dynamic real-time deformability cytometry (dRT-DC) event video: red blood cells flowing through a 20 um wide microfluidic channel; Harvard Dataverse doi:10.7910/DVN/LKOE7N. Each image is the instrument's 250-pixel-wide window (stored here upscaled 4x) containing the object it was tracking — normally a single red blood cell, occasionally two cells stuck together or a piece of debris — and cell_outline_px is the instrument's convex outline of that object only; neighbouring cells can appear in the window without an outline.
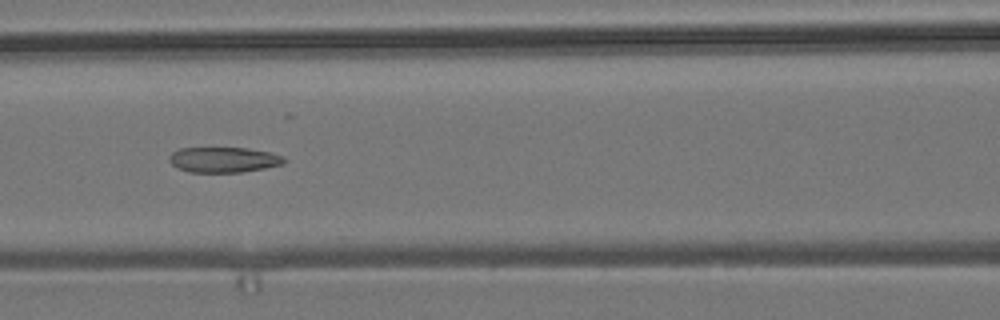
{"species": "common noctule bat (a hibernating species)", "species_latin": "Nyctalus noctula", "temperature_condition": "room temperature", "stored_images_in_passage": 8, "camera_frame_rate_fps": 3000, "um_per_image_px": 0.085, "animal": {"sex": "male", "body_mass_g": 19.2, "forearm_length_mm": 51.8}, "frame": {"image": 1, "passage_image": 7, "time_ms": 2.0, "image_size_px": [1000, 320], "cell_outline_px": [[288, 160], [284, 164], [264, 168], [240, 172], [188, 172], [176, 168], [168, 160], [168, 156], [172, 152], [180, 148], [248, 148], [268, 152], [284, 156]], "centroid_in_image_um": [19.0, 13.58], "position_along_channel_um": 147.6, "area_um2": 17.11}}
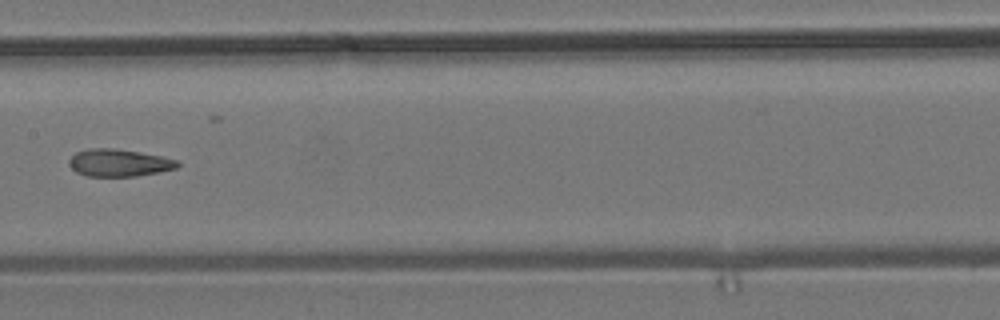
{"frame": {"image": 2, "passage_image": 8, "time_ms": 2.333, "image_size_px": [1000, 320], "cell_outline_px": [[180, 164], [176, 168], [136, 176], [88, 176], [76, 172], [68, 164], [68, 160], [76, 152], [88, 148], [116, 148], [140, 152], [160, 156], [176, 160]], "centroid_in_image_um": [10.06, 13.83], "position_along_channel_um": 197.3, "area_um2": 17.17}}